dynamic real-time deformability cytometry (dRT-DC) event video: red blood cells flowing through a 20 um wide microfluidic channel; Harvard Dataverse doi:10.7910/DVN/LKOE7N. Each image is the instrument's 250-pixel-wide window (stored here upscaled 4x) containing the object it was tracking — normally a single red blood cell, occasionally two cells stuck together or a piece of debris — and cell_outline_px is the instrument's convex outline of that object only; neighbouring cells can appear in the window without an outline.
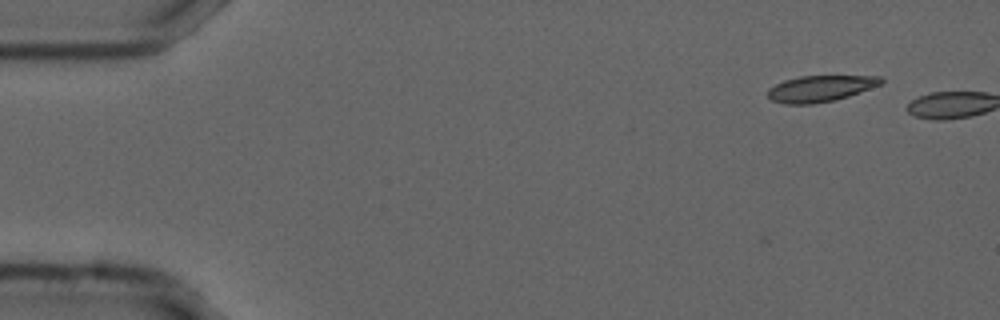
{"species": "common noctule bat (a hibernating species)", "species_latin": "Nyctalus noctula", "temperature_condition": "cold", "stored_images_in_passage": 3, "camera_frame_rate_fps": 3000, "um_per_image_px": 0.085, "animal": {"sex": "male", "forearm_length_mm": 52.5}, "frame": {"image": 1, "passage_image": 1, "time_ms": 0.0, "image_size_px": [1000, 320], "cell_outline_px": [[884, 80], [880, 84], [848, 96], [832, 100], [812, 104], [784, 104], [772, 100], [768, 96], [768, 88], [784, 80], [800, 76], [880, 76]], "centroid_in_image_um": [69.69, 7.52], "position_along_channel_um": 15.3, "area_um2": 17.05}}